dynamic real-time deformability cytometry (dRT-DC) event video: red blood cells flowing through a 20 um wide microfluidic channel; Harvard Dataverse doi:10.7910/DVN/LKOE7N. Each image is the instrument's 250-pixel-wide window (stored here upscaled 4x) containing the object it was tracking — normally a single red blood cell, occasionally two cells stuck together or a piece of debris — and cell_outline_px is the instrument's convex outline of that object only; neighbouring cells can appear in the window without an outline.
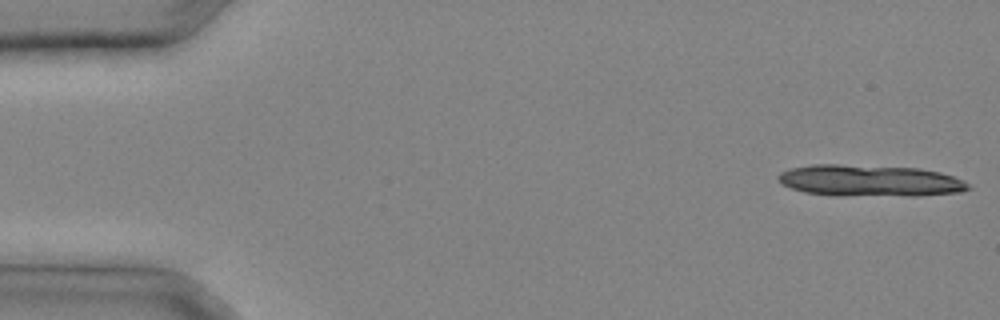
{"species": "common noctule bat (a hibernating species)", "species_latin": "Nyctalus noctula", "temperature_condition": "cold", "stored_images_in_passage": 12, "camera_frame_rate_fps": 3000, "um_per_image_px": 0.085, "animal": {"sex": "male", "body_mass_g": 20.4}, "frame": {"image": 1, "passage_image": 1, "time_ms": 0.0, "image_size_px": [1000, 320], "cell_outline_px": [[972, 188], [960, 192], [920, 196], [908, 196], [804, 192], [792, 188], [776, 180], [776, 176], [780, 172], [788, 168], [812, 164], [840, 164], [920, 168], [940, 172], [964, 180]], "centroid_in_image_um": [73.97, 15.33], "position_along_channel_um": 11.0, "area_um2": 34.56}}